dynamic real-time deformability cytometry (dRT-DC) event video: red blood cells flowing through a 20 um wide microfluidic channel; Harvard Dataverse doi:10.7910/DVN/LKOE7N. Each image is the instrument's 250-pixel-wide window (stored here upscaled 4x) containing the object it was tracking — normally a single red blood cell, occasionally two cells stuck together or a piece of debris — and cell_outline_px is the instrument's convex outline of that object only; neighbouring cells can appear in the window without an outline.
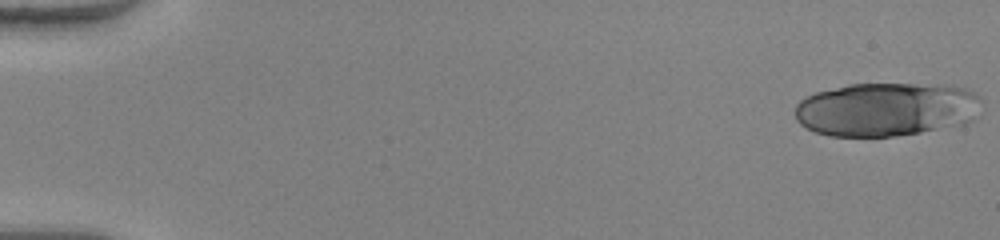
{"species": "human", "species_latin": "Homo sapiens", "temperature_condition": "warm", "stored_images_in_passage": 8, "camera_frame_rate_fps": 3000, "um_per_image_px": 0.085, "donor": {"sex": "female"}, "frame": {"image": 1, "passage_image": 1, "time_ms": 0.0, "image_size_px": [1000, 240], "cell_outline_px": [[984, 100], [980, 116], [976, 120], [964, 124], [920, 132], [896, 136], [828, 136], [816, 132], [800, 124], [796, 120], [796, 104], [800, 100], [816, 92], [848, 84], [952, 84], [968, 88], [976, 92]], "centroid_in_image_um": [75.47, 9.28], "position_along_channel_um": 9.5, "area_um2": 59.59}}